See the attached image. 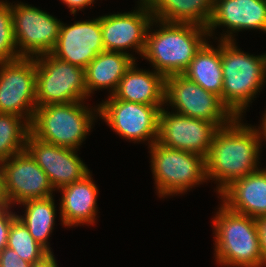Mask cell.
I'll return each instance as SVG.
<instances>
[{"label": "cell", "mask_w": 266, "mask_h": 267, "mask_svg": "<svg viewBox=\"0 0 266 267\" xmlns=\"http://www.w3.org/2000/svg\"><path fill=\"white\" fill-rule=\"evenodd\" d=\"M165 109L162 107L159 113L157 142L206 158L219 128L214 123L168 112Z\"/></svg>", "instance_id": "12"}, {"label": "cell", "mask_w": 266, "mask_h": 267, "mask_svg": "<svg viewBox=\"0 0 266 267\" xmlns=\"http://www.w3.org/2000/svg\"><path fill=\"white\" fill-rule=\"evenodd\" d=\"M36 108L35 58L0 63V113L18 115L30 124Z\"/></svg>", "instance_id": "11"}, {"label": "cell", "mask_w": 266, "mask_h": 267, "mask_svg": "<svg viewBox=\"0 0 266 267\" xmlns=\"http://www.w3.org/2000/svg\"><path fill=\"white\" fill-rule=\"evenodd\" d=\"M83 102L37 107L30 123V133L43 142L78 150L99 116V106L91 109Z\"/></svg>", "instance_id": "5"}, {"label": "cell", "mask_w": 266, "mask_h": 267, "mask_svg": "<svg viewBox=\"0 0 266 267\" xmlns=\"http://www.w3.org/2000/svg\"><path fill=\"white\" fill-rule=\"evenodd\" d=\"M241 121V117L235 118L216 131L205 158L206 180L218 183L219 194L235 180L259 170L258 133L255 126Z\"/></svg>", "instance_id": "1"}, {"label": "cell", "mask_w": 266, "mask_h": 267, "mask_svg": "<svg viewBox=\"0 0 266 267\" xmlns=\"http://www.w3.org/2000/svg\"><path fill=\"white\" fill-rule=\"evenodd\" d=\"M32 264L20 258L12 249L5 247L0 252V267H31Z\"/></svg>", "instance_id": "29"}, {"label": "cell", "mask_w": 266, "mask_h": 267, "mask_svg": "<svg viewBox=\"0 0 266 267\" xmlns=\"http://www.w3.org/2000/svg\"><path fill=\"white\" fill-rule=\"evenodd\" d=\"M53 191L47 174L26 150L5 160L4 204L48 198Z\"/></svg>", "instance_id": "13"}, {"label": "cell", "mask_w": 266, "mask_h": 267, "mask_svg": "<svg viewBox=\"0 0 266 267\" xmlns=\"http://www.w3.org/2000/svg\"><path fill=\"white\" fill-rule=\"evenodd\" d=\"M102 118L119 136L129 141H157L159 113L162 106H152L115 99L112 95L99 105Z\"/></svg>", "instance_id": "10"}, {"label": "cell", "mask_w": 266, "mask_h": 267, "mask_svg": "<svg viewBox=\"0 0 266 267\" xmlns=\"http://www.w3.org/2000/svg\"><path fill=\"white\" fill-rule=\"evenodd\" d=\"M258 230H259V239L262 257L264 259V266H266V216L256 219Z\"/></svg>", "instance_id": "30"}, {"label": "cell", "mask_w": 266, "mask_h": 267, "mask_svg": "<svg viewBox=\"0 0 266 267\" xmlns=\"http://www.w3.org/2000/svg\"><path fill=\"white\" fill-rule=\"evenodd\" d=\"M220 26L229 30L219 40L234 41L232 34L245 29L266 33V0H214L208 36H214V30Z\"/></svg>", "instance_id": "17"}, {"label": "cell", "mask_w": 266, "mask_h": 267, "mask_svg": "<svg viewBox=\"0 0 266 267\" xmlns=\"http://www.w3.org/2000/svg\"><path fill=\"white\" fill-rule=\"evenodd\" d=\"M53 197L26 200L20 203L25 207V214L17 215L31 236L48 252H52L48 240L54 229L57 210Z\"/></svg>", "instance_id": "24"}, {"label": "cell", "mask_w": 266, "mask_h": 267, "mask_svg": "<svg viewBox=\"0 0 266 267\" xmlns=\"http://www.w3.org/2000/svg\"><path fill=\"white\" fill-rule=\"evenodd\" d=\"M7 247L14 250L20 258L31 264L40 261L49 253L31 236L27 227L18 217L12 221Z\"/></svg>", "instance_id": "26"}, {"label": "cell", "mask_w": 266, "mask_h": 267, "mask_svg": "<svg viewBox=\"0 0 266 267\" xmlns=\"http://www.w3.org/2000/svg\"><path fill=\"white\" fill-rule=\"evenodd\" d=\"M154 19L207 28L214 0H145Z\"/></svg>", "instance_id": "22"}, {"label": "cell", "mask_w": 266, "mask_h": 267, "mask_svg": "<svg viewBox=\"0 0 266 267\" xmlns=\"http://www.w3.org/2000/svg\"><path fill=\"white\" fill-rule=\"evenodd\" d=\"M219 196L231 211L256 219L266 216V168L235 180Z\"/></svg>", "instance_id": "18"}, {"label": "cell", "mask_w": 266, "mask_h": 267, "mask_svg": "<svg viewBox=\"0 0 266 267\" xmlns=\"http://www.w3.org/2000/svg\"><path fill=\"white\" fill-rule=\"evenodd\" d=\"M15 41L20 57L35 58L50 53L58 39L61 21L27 3H12Z\"/></svg>", "instance_id": "9"}, {"label": "cell", "mask_w": 266, "mask_h": 267, "mask_svg": "<svg viewBox=\"0 0 266 267\" xmlns=\"http://www.w3.org/2000/svg\"><path fill=\"white\" fill-rule=\"evenodd\" d=\"M135 61L133 55L123 52L104 51L98 54L85 68L87 96L97 89H109L111 96Z\"/></svg>", "instance_id": "21"}, {"label": "cell", "mask_w": 266, "mask_h": 267, "mask_svg": "<svg viewBox=\"0 0 266 267\" xmlns=\"http://www.w3.org/2000/svg\"><path fill=\"white\" fill-rule=\"evenodd\" d=\"M218 42V46L214 48L206 41L197 51L183 75L203 89L217 94L222 100L223 74L220 40Z\"/></svg>", "instance_id": "23"}, {"label": "cell", "mask_w": 266, "mask_h": 267, "mask_svg": "<svg viewBox=\"0 0 266 267\" xmlns=\"http://www.w3.org/2000/svg\"><path fill=\"white\" fill-rule=\"evenodd\" d=\"M31 267H58L52 252H49L40 261L33 263Z\"/></svg>", "instance_id": "32"}, {"label": "cell", "mask_w": 266, "mask_h": 267, "mask_svg": "<svg viewBox=\"0 0 266 267\" xmlns=\"http://www.w3.org/2000/svg\"><path fill=\"white\" fill-rule=\"evenodd\" d=\"M235 45V41L220 40L222 102L236 118H242L244 110L247 111L250 102L265 86L266 53L253 56Z\"/></svg>", "instance_id": "3"}, {"label": "cell", "mask_w": 266, "mask_h": 267, "mask_svg": "<svg viewBox=\"0 0 266 267\" xmlns=\"http://www.w3.org/2000/svg\"><path fill=\"white\" fill-rule=\"evenodd\" d=\"M62 192L60 201V216L66 227L83 224H94L97 215L98 188L91 172L83 179L58 189Z\"/></svg>", "instance_id": "19"}, {"label": "cell", "mask_w": 266, "mask_h": 267, "mask_svg": "<svg viewBox=\"0 0 266 267\" xmlns=\"http://www.w3.org/2000/svg\"><path fill=\"white\" fill-rule=\"evenodd\" d=\"M136 61L121 78L115 99L152 106L165 104V77L155 70L136 68Z\"/></svg>", "instance_id": "20"}, {"label": "cell", "mask_w": 266, "mask_h": 267, "mask_svg": "<svg viewBox=\"0 0 266 267\" xmlns=\"http://www.w3.org/2000/svg\"><path fill=\"white\" fill-rule=\"evenodd\" d=\"M30 124L15 114L0 113V158L8 159L25 150Z\"/></svg>", "instance_id": "25"}, {"label": "cell", "mask_w": 266, "mask_h": 267, "mask_svg": "<svg viewBox=\"0 0 266 267\" xmlns=\"http://www.w3.org/2000/svg\"><path fill=\"white\" fill-rule=\"evenodd\" d=\"M220 205L213 219L217 264L227 267H264L256 218Z\"/></svg>", "instance_id": "4"}, {"label": "cell", "mask_w": 266, "mask_h": 267, "mask_svg": "<svg viewBox=\"0 0 266 267\" xmlns=\"http://www.w3.org/2000/svg\"><path fill=\"white\" fill-rule=\"evenodd\" d=\"M25 150L47 174L54 190L83 179L90 173L77 150L43 142L31 133L26 139Z\"/></svg>", "instance_id": "15"}, {"label": "cell", "mask_w": 266, "mask_h": 267, "mask_svg": "<svg viewBox=\"0 0 266 267\" xmlns=\"http://www.w3.org/2000/svg\"><path fill=\"white\" fill-rule=\"evenodd\" d=\"M154 24L159 25L156 31L152 29ZM206 37H209L207 28L202 26L170 23L153 18L146 34L142 57L165 78L183 74L197 51L207 41Z\"/></svg>", "instance_id": "2"}, {"label": "cell", "mask_w": 266, "mask_h": 267, "mask_svg": "<svg viewBox=\"0 0 266 267\" xmlns=\"http://www.w3.org/2000/svg\"><path fill=\"white\" fill-rule=\"evenodd\" d=\"M35 60L37 107L79 102L88 98L85 69L51 53L37 56Z\"/></svg>", "instance_id": "7"}, {"label": "cell", "mask_w": 266, "mask_h": 267, "mask_svg": "<svg viewBox=\"0 0 266 267\" xmlns=\"http://www.w3.org/2000/svg\"><path fill=\"white\" fill-rule=\"evenodd\" d=\"M69 9L70 13L75 15L79 10L92 6L95 0H61Z\"/></svg>", "instance_id": "31"}, {"label": "cell", "mask_w": 266, "mask_h": 267, "mask_svg": "<svg viewBox=\"0 0 266 267\" xmlns=\"http://www.w3.org/2000/svg\"><path fill=\"white\" fill-rule=\"evenodd\" d=\"M5 160L0 158V204L4 203Z\"/></svg>", "instance_id": "33"}, {"label": "cell", "mask_w": 266, "mask_h": 267, "mask_svg": "<svg viewBox=\"0 0 266 267\" xmlns=\"http://www.w3.org/2000/svg\"><path fill=\"white\" fill-rule=\"evenodd\" d=\"M136 11L101 16L102 41L105 51L135 50L142 56L148 27L153 20L145 0H139Z\"/></svg>", "instance_id": "14"}, {"label": "cell", "mask_w": 266, "mask_h": 267, "mask_svg": "<svg viewBox=\"0 0 266 267\" xmlns=\"http://www.w3.org/2000/svg\"><path fill=\"white\" fill-rule=\"evenodd\" d=\"M12 206L8 204H0V252L7 247L8 234L12 221L17 217V214L10 211Z\"/></svg>", "instance_id": "28"}, {"label": "cell", "mask_w": 266, "mask_h": 267, "mask_svg": "<svg viewBox=\"0 0 266 267\" xmlns=\"http://www.w3.org/2000/svg\"><path fill=\"white\" fill-rule=\"evenodd\" d=\"M101 16L93 20L61 23L57 43L50 52L57 58L85 69L101 52H104Z\"/></svg>", "instance_id": "16"}, {"label": "cell", "mask_w": 266, "mask_h": 267, "mask_svg": "<svg viewBox=\"0 0 266 267\" xmlns=\"http://www.w3.org/2000/svg\"><path fill=\"white\" fill-rule=\"evenodd\" d=\"M10 3L6 1L0 5V63H8L21 58L15 41L12 3Z\"/></svg>", "instance_id": "27"}, {"label": "cell", "mask_w": 266, "mask_h": 267, "mask_svg": "<svg viewBox=\"0 0 266 267\" xmlns=\"http://www.w3.org/2000/svg\"><path fill=\"white\" fill-rule=\"evenodd\" d=\"M148 148L155 188L160 198L184 194L190 188L207 182L205 158L201 155L172 149L157 141Z\"/></svg>", "instance_id": "6"}, {"label": "cell", "mask_w": 266, "mask_h": 267, "mask_svg": "<svg viewBox=\"0 0 266 267\" xmlns=\"http://www.w3.org/2000/svg\"><path fill=\"white\" fill-rule=\"evenodd\" d=\"M261 123H262V124H260L261 126L259 125L258 128L255 127V129H256V131L258 133V137H259L260 149H261V146H262L261 142L262 141H266V111H265V113L263 115ZM263 139H265V140H263Z\"/></svg>", "instance_id": "34"}, {"label": "cell", "mask_w": 266, "mask_h": 267, "mask_svg": "<svg viewBox=\"0 0 266 267\" xmlns=\"http://www.w3.org/2000/svg\"><path fill=\"white\" fill-rule=\"evenodd\" d=\"M165 104L174 107L177 114L214 123L218 128L236 118L220 96L203 89L183 74L165 78Z\"/></svg>", "instance_id": "8"}]
</instances>
